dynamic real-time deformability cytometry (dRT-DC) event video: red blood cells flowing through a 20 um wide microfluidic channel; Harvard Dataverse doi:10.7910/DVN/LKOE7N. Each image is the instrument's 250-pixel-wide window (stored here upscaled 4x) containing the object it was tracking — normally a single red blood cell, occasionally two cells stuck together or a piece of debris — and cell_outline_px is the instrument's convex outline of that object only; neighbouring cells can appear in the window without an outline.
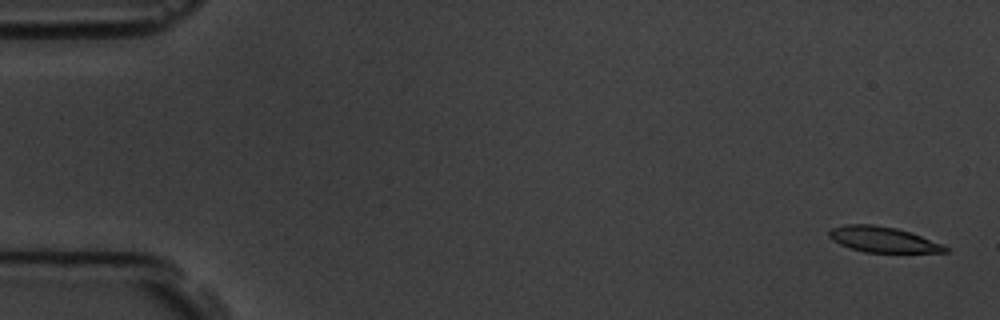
{"species": "common noctule bat (a hibernating species)", "species_latin": "Nyctalus noctula", "temperature_condition": "room temperature", "stored_images_in_passage": 5, "camera_frame_rate_fps": 3000, "um_per_image_px": 0.085, "animal": {"sex": "male", "body_mass_g": 19.5, "forearm_length_mm": 54.6}, "frame": {"image": 1, "passage_image": 1, "time_ms": 0.0, "image_size_px": [1000, 320], "cell_outline_px": [[948, 252], [864, 252], [840, 244], [832, 240], [828, 236], [828, 232], [832, 228], [844, 224], [872, 224], [896, 228], [944, 244], [948, 248]], "centroid_in_image_um": [75.02, 20.35], "position_along_channel_um": 10.0, "area_um2": 17.11}}